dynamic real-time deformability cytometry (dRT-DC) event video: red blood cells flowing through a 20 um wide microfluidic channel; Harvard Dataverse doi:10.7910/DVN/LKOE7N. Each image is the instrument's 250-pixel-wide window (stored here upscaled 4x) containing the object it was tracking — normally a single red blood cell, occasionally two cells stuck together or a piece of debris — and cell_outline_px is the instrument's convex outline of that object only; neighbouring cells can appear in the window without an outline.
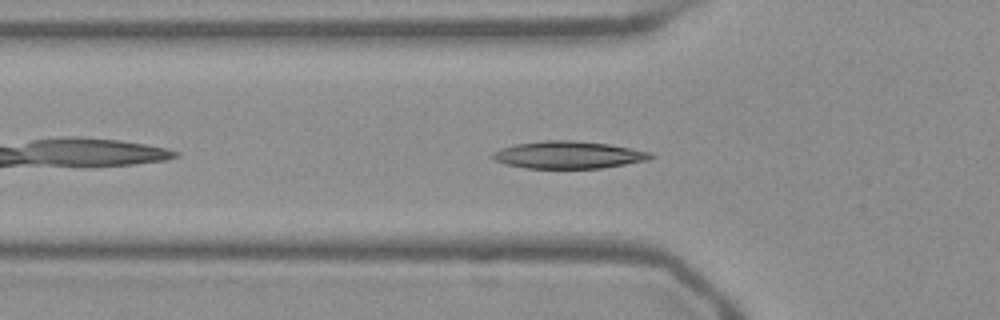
{"species": "Egyptian fruit bat (a non-hibernating species)", "species_latin": "Rousettus aegyptiacus", "temperature_condition": "warm", "stored_images_in_passage": 42, "camera_frame_rate_fps": 3000, "um_per_image_px": 0.085, "frame": {"image": 1, "passage_image": 5, "time_ms": 1.333, "image_size_px": [1000, 320], "cell_outline_px": [[656, 156], [648, 160], [600, 168], [524, 168], [508, 164], [496, 160], [492, 156], [492, 152], [500, 148], [516, 144], [544, 140], [572, 140], [608, 144], [652, 152]], "centroid_in_image_um": [48.33, 13.16], "position_along_channel_um": 77.5, "area_um2": 25.03}}
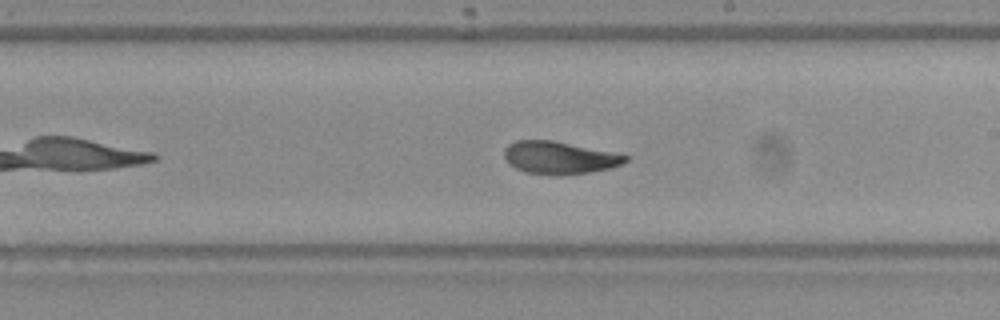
{"frame": {"image": 2, "passage_image": 18, "time_ms": 5.667, "image_size_px": [1000, 320], "cell_outline_px": [[628, 160], [612, 168], [588, 172], [560, 176], [552, 176], [524, 172], [508, 164], [504, 156], [504, 148], [508, 144], [516, 140], [552, 140], [612, 152], [628, 156]], "centroid_in_image_um": [47.49, 13.42], "position_along_channel_um": 241.5, "area_um2": 23.12}}
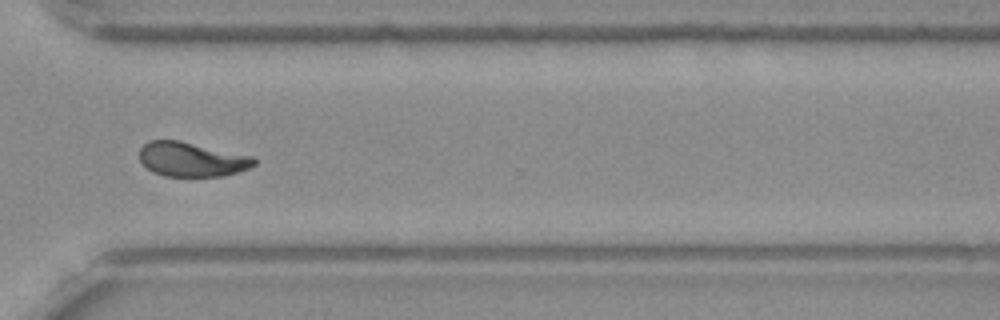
{"frame": {"image": 3, "passage_image": 27, "time_ms": 8.667, "image_size_px": [1000, 320], "cell_outline_px": [[256, 164], [248, 168], [224, 176], [164, 176], [152, 172], [140, 160], [140, 148], [148, 140], [180, 140], [252, 156], [256, 160]], "centroid_in_image_um": [16.28, 13.54], "position_along_channel_um": 354.3, "area_um2": 22.95}, "authors_computed_cell_mechanics": {"area_um2": 23.2645, "velocity_mm_per_s": 3.758, "shape_relaxation_time_tau1_ms": 4.5384, "shape_relaxation_time_tau2_ms": 1.9215, "deformation_change_tau1": 0.1754, "deformation_change_tau2": 0.0702}}